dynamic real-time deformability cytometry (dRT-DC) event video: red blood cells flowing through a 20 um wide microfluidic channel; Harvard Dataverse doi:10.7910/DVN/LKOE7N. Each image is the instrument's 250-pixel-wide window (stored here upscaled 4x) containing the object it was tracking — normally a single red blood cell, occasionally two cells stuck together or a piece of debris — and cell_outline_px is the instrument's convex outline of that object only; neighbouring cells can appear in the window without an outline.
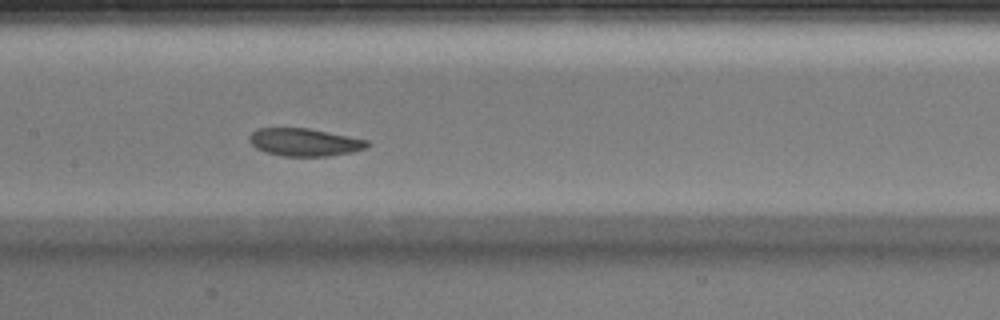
{"species": "Egyptian fruit bat (a non-hibernating species)", "species_latin": "Rousettus aegyptiacus", "temperature_condition": "warm", "stored_images_in_passage": 40, "camera_frame_rate_fps": 3000, "um_per_image_px": 0.085, "animal": {"sex": "male"}, "frame": {"image": 1, "passage_image": 18, "time_ms": 5.667, "image_size_px": [1000, 320], "cell_outline_px": [[368, 144], [364, 148], [352, 152], [328, 156], [284, 156], [268, 152], [256, 148], [248, 140], [248, 136], [256, 128], [308, 128], [368, 140]], "centroid_in_image_um": [25.84, 12.08], "position_along_channel_um": 181.6, "area_um2": 18.84}}
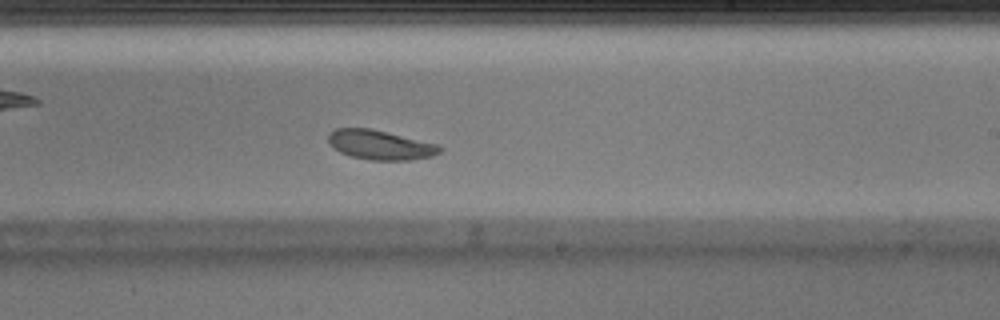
{"frame": {"image": 2, "passage_image": 23, "time_ms": 7.333, "image_size_px": [1000, 320], "cell_outline_px": [[444, 148], [440, 152], [432, 156], [412, 160], [372, 160], [352, 156], [340, 152], [328, 144], [328, 136], [336, 128], [368, 128], [440, 144]], "centroid_in_image_um": [32.35, 12.32], "position_along_channel_um": 256.6, "area_um2": 19.13}}